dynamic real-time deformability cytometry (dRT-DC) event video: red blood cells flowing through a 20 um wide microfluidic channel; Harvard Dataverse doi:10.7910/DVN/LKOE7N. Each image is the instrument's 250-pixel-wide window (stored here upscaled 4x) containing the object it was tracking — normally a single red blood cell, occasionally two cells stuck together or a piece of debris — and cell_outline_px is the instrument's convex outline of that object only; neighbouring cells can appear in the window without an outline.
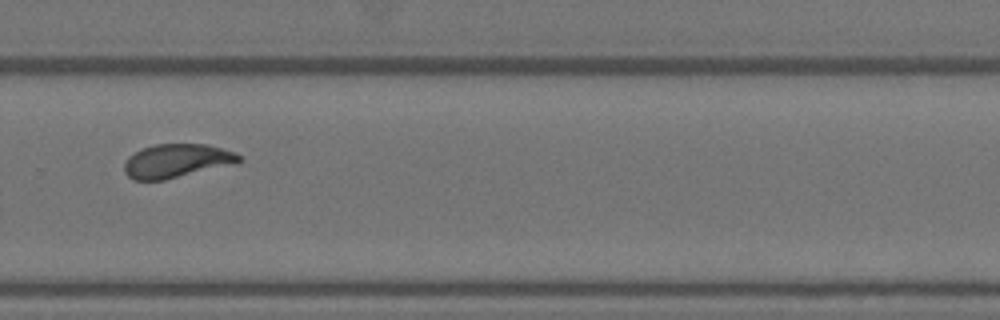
{"species": "Egyptian fruit bat (a non-hibernating species)", "species_latin": "Rousettus aegyptiacus", "temperature_condition": "warm", "stored_images_in_passage": 15, "camera_frame_rate_fps": 3000, "um_per_image_px": 0.085, "animal": {"sex": "female"}, "frame": {"image": 1, "passage_image": 10, "time_ms": 3.0, "image_size_px": [1000, 320], "cell_outline_px": [[244, 160], [236, 164], [164, 180], [132, 180], [124, 172], [124, 164], [128, 156], [140, 148], [152, 144], [208, 144], [236, 152]], "centroid_in_image_um": [15.02, 13.67], "position_along_channel_um": 314.8, "area_um2": 22.95}}